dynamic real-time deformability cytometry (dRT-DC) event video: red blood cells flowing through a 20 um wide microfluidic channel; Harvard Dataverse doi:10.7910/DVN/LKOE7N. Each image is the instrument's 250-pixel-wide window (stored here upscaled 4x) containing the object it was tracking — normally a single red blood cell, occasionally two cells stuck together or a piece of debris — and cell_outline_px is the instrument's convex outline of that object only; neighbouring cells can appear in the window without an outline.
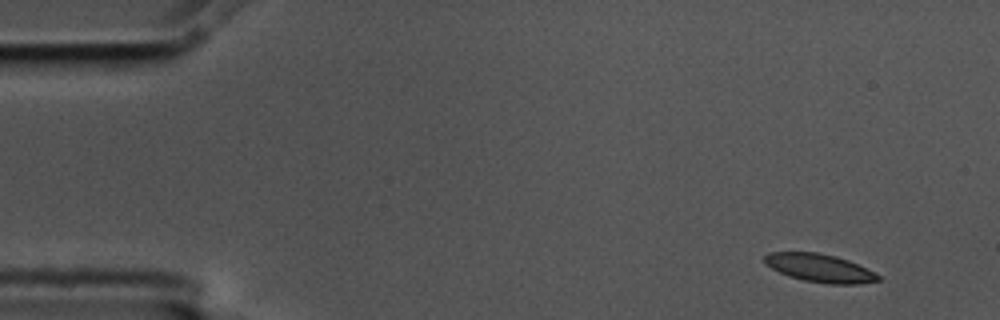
{"species": "common noctule bat (a hibernating species)", "species_latin": "Nyctalus noctula", "temperature_condition": "cold", "stored_images_in_passage": 4, "camera_frame_rate_fps": 3000, "um_per_image_px": 0.085, "animal": {"sex": "male", "body_mass_g": 17.5, "forearm_length_mm": 52.3}, "frame": {"image": 1, "passage_image": 1, "time_ms": 0.0, "image_size_px": [1000, 320], "cell_outline_px": [[880, 280], [860, 284], [828, 284], [804, 280], [788, 276], [764, 264], [764, 256], [768, 252], [816, 252], [836, 256], [848, 260], [880, 276]], "centroid_in_image_um": [69.63, 22.78], "position_along_channel_um": 15.4, "area_um2": 18.5}}
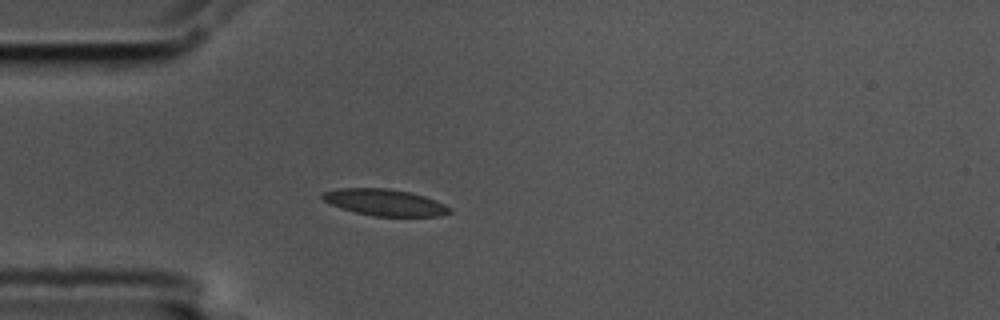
{"frame": {"image": 2, "passage_image": 4, "time_ms": 1.0, "image_size_px": [1000, 320], "cell_outline_px": [[452, 212], [440, 216], [376, 216], [356, 212], [340, 208], [324, 200], [320, 196], [324, 192], [340, 188], [388, 188], [408, 192], [424, 196], [444, 204]], "centroid_in_image_um": [32.69, 17.2], "position_along_channel_um": 52.3, "area_um2": 19.36}}